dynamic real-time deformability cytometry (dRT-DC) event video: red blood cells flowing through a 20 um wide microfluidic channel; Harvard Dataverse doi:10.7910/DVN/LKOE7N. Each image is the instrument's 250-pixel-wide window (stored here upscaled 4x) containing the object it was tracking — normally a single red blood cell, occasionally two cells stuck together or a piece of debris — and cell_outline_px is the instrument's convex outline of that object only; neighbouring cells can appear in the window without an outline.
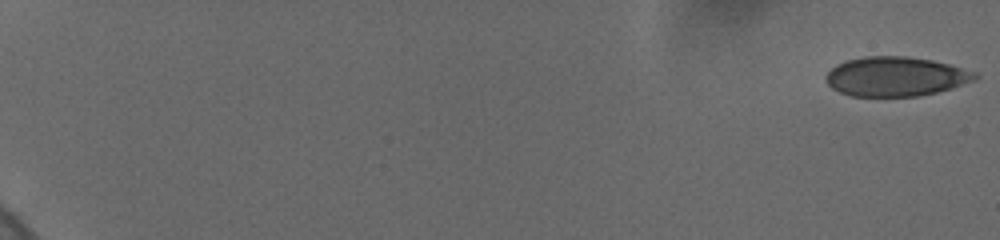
{"species": "human", "species_latin": "Homo sapiens", "temperature_condition": "cold", "stored_images_in_passage": 29, "camera_frame_rate_fps": 3000, "um_per_image_px": 0.085, "donor": {"sex": "female"}, "frame": {"image": 1, "passage_image": 1, "time_ms": 0.0, "image_size_px": [1000, 240], "cell_outline_px": [[976, 76], [972, 80], [936, 92], [916, 96], [852, 96], [840, 92], [832, 88], [828, 84], [824, 76], [836, 64], [848, 60], [864, 56], [904, 56], [932, 60], [948, 64], [976, 72]], "centroid_in_image_um": [76.06, 6.49], "position_along_channel_um": 8.9, "area_um2": 33.76}}
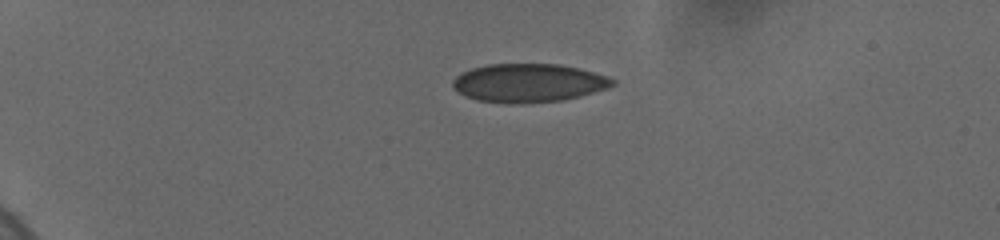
{"frame": {"image": 2, "passage_image": 20, "time_ms": 5.0, "image_size_px": [1000, 240], "cell_outline_px": [[616, 84], [608, 88], [560, 100], [528, 104], [508, 104], [476, 100], [452, 88], [452, 80], [456, 76], [472, 68], [488, 64], [560, 64], [592, 72], [616, 80]], "centroid_in_image_um": [44.89, 7.06], "position_along_channel_um": 40.1, "area_um2": 35.66}}